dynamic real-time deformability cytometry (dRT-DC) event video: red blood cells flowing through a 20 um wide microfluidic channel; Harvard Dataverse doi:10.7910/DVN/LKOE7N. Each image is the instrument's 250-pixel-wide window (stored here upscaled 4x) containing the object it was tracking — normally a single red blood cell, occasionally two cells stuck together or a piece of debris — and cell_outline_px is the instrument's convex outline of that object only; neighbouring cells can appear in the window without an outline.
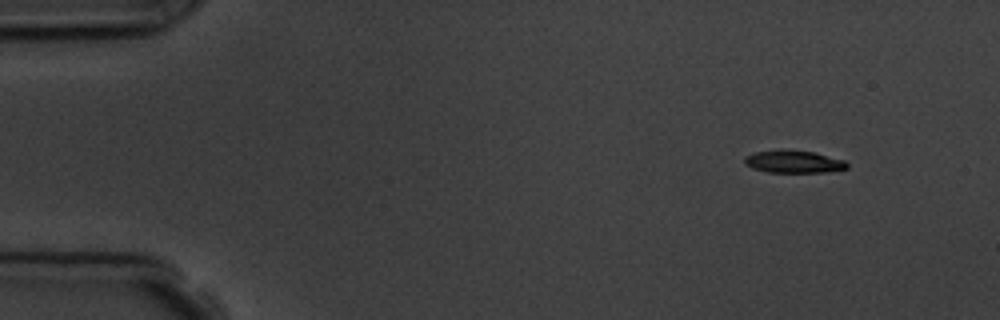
{"species": "common noctule bat (a hibernating species)", "species_latin": "Nyctalus noctula", "temperature_condition": "room temperature", "stored_images_in_passage": 4, "camera_frame_rate_fps": 3000, "um_per_image_px": 0.085, "animal": {"sex": "male", "body_mass_g": 19.5, "forearm_length_mm": 54.6}, "frame": {"image": 1, "passage_image": 1, "time_ms": 0.0, "image_size_px": [1000, 320], "cell_outline_px": [[848, 168], [824, 172], [768, 172], [752, 168], [744, 164], [744, 156], [756, 152], [812, 152], [844, 160], [848, 164]], "centroid_in_image_um": [67.46, 13.79], "position_along_channel_um": 17.5, "area_um2": 12.72}}
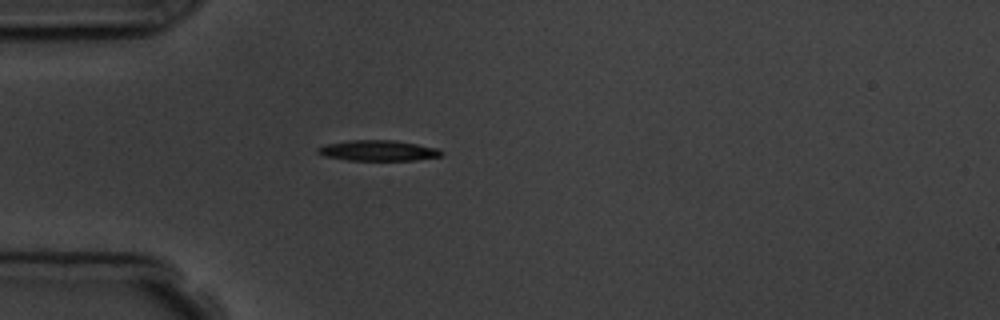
{"frame": {"image": 2, "passage_image": 4, "time_ms": 3.333, "image_size_px": [1000, 320], "cell_outline_px": [[444, 152], [440, 156], [416, 160], [348, 160], [324, 156], [316, 152], [316, 148], [324, 144], [348, 140], [396, 140], [436, 148]], "centroid_in_image_um": [32.08, 12.79], "position_along_channel_um": 52.9, "area_um2": 14.85}}